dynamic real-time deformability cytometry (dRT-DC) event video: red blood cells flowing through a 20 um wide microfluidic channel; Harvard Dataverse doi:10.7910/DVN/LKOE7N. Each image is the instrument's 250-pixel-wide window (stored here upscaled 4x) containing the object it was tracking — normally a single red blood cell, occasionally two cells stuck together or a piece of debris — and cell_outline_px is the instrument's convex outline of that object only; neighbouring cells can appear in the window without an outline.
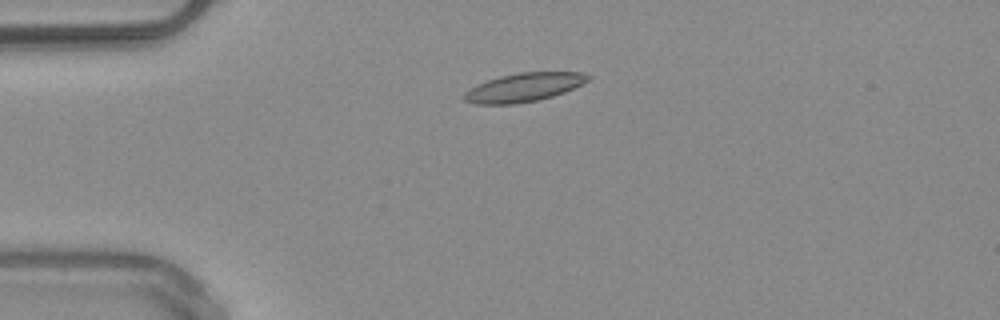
{"species": "common noctule bat (a hibernating species)", "species_latin": "Nyctalus noctula", "temperature_condition": "warm", "stored_images_in_passage": 46, "camera_frame_rate_fps": 3000, "um_per_image_px": 0.085, "animal": {"sex": "male", "body_mass_g": 20.4}, "frame": {"image": 1, "passage_image": 7, "time_ms": 2.0, "image_size_px": [1000, 320], "cell_outline_px": [[592, 76], [588, 80], [564, 92], [552, 96], [536, 100], [516, 104], [476, 104], [464, 100], [464, 92], [476, 84], [500, 76], [520, 72], [584, 72]], "centroid_in_image_um": [44.51, 7.42], "position_along_channel_um": 40.5, "area_um2": 20.52}, "authors_computed_cell_mechanics": {"area_um2": 19.7676, "velocity_mm_per_s": 3.9913, "shape_relaxation_time_tau1_ms": null, "shape_relaxation_time_tau2_ms": 4.8327, "deformation_change_tau1": null, "deformation_change_tau2": 0.1184}}